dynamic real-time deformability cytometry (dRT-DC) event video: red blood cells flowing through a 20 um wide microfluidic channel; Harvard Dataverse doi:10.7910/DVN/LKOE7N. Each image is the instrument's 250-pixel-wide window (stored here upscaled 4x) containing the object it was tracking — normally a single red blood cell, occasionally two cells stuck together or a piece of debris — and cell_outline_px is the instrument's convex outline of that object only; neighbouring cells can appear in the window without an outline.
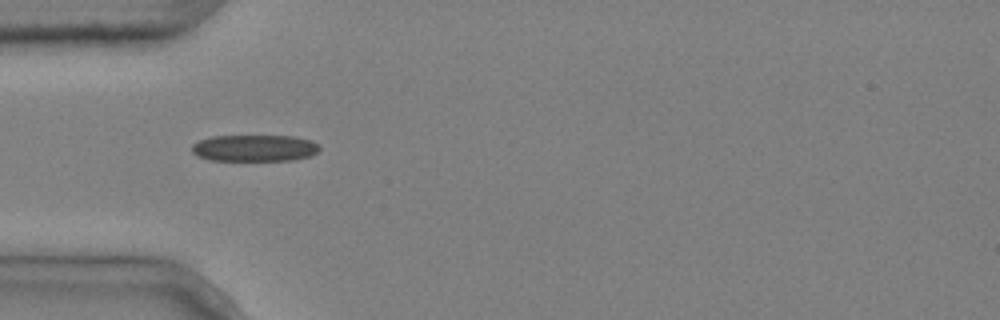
{"species": "common noctule bat (a hibernating species)", "species_latin": "Nyctalus noctula", "temperature_condition": "cold", "stored_images_in_passage": 7, "camera_frame_rate_fps": 3000, "um_per_image_px": 0.085, "animal": {"sex": "male", "body_mass_g": 20.4}, "frame": {"image": 1, "passage_image": 1, "time_ms": 0.0, "image_size_px": [1000, 320], "cell_outline_px": [[320, 148], [316, 152], [308, 156], [292, 160], [208, 160], [196, 156], [192, 152], [192, 144], [200, 140], [212, 136], [296, 136], [312, 140]], "centroid_in_image_um": [21.6, 12.58], "position_along_channel_um": 63.4, "area_um2": 19.77}}
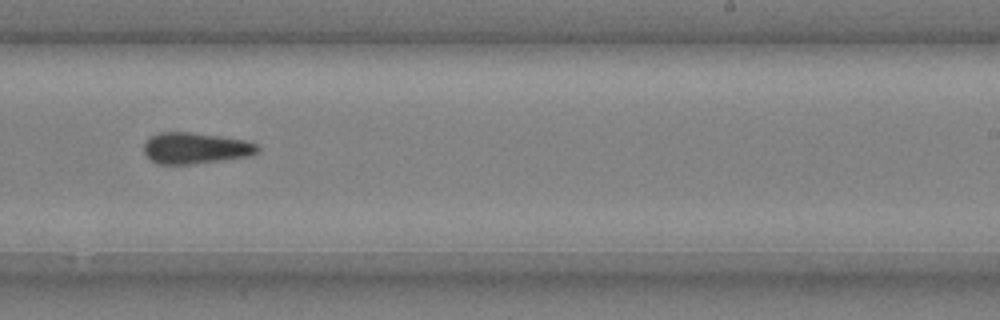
{"frame": {"image": 2, "passage_image": 6, "time_ms": 1.667, "image_size_px": [1000, 320], "cell_outline_px": [[260, 148], [252, 156], [192, 164], [160, 164], [152, 160], [144, 152], [144, 144], [148, 136], [160, 132], [192, 132], [248, 140], [256, 144]], "centroid_in_image_um": [16.63, 12.58], "position_along_channel_um": 272.4, "area_um2": 20.81}}
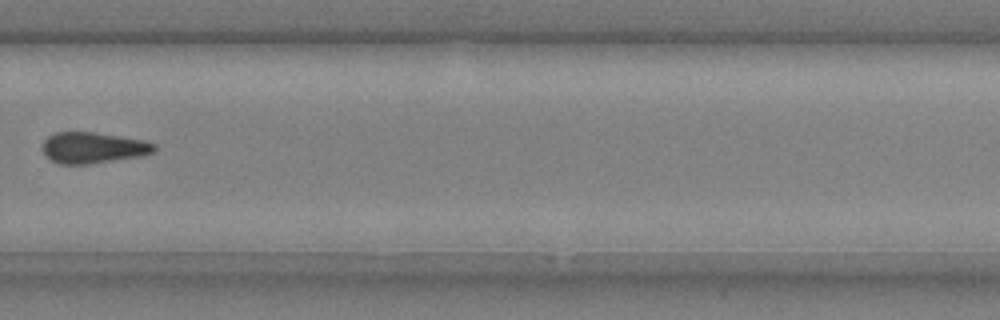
{"frame": {"image": 3, "passage_image": 7, "time_ms": 2.0, "image_size_px": [1000, 320], "cell_outline_px": [[156, 148], [152, 152], [140, 156], [88, 164], [60, 164], [52, 160], [40, 148], [44, 140], [48, 136], [56, 132], [92, 132], [144, 140], [156, 144]], "centroid_in_image_um": [7.88, 12.55], "position_along_channel_um": 321.9, "area_um2": 20.06}}